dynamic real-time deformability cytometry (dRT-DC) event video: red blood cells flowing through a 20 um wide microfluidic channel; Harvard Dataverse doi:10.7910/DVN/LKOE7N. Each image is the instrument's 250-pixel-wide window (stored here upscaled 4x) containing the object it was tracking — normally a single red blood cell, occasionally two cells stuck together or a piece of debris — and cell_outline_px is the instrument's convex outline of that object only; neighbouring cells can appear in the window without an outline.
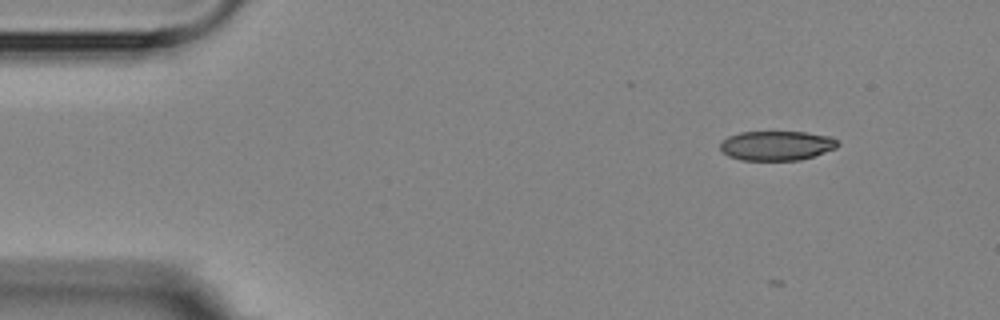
{"species": "Egyptian fruit bat (a non-hibernating species)", "species_latin": "Rousettus aegyptiacus", "temperature_condition": "room temperature", "stored_images_in_passage": 3, "camera_frame_rate_fps": 3000, "um_per_image_px": 0.085, "animal": {"sex": "female"}, "frame": {"image": 1, "passage_image": 1, "time_ms": 0.0, "image_size_px": [1000, 320], "cell_outline_px": [[840, 144], [836, 148], [800, 160], [740, 160], [728, 156], [720, 148], [720, 144], [728, 136], [740, 132], [804, 132], [828, 136], [836, 140]], "centroid_in_image_um": [65.99, 12.38], "position_along_channel_um": 19.0, "area_um2": 20.06}}
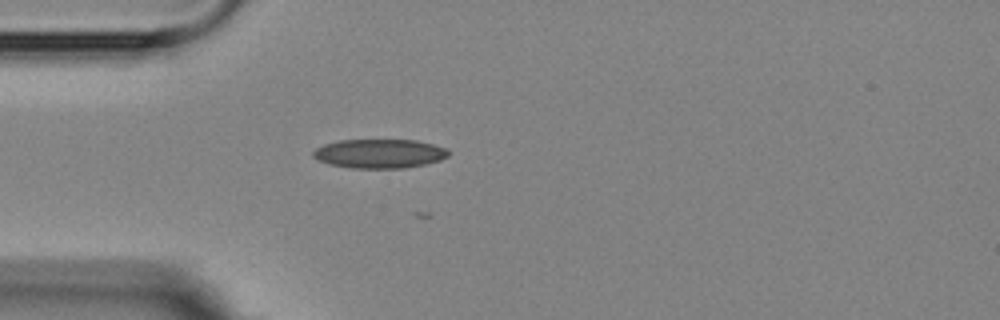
{"frame": {"image": 2, "passage_image": 3, "time_ms": 3.0, "image_size_px": [1000, 320], "cell_outline_px": [[448, 156], [440, 160], [424, 164], [404, 168], [352, 168], [328, 164], [316, 160], [312, 156], [312, 152], [316, 148], [324, 144], [340, 140], [416, 140], [432, 144], [444, 148], [448, 152]], "centroid_in_image_um": [32.19, 13.06], "position_along_channel_um": 52.8, "area_um2": 22.89}}